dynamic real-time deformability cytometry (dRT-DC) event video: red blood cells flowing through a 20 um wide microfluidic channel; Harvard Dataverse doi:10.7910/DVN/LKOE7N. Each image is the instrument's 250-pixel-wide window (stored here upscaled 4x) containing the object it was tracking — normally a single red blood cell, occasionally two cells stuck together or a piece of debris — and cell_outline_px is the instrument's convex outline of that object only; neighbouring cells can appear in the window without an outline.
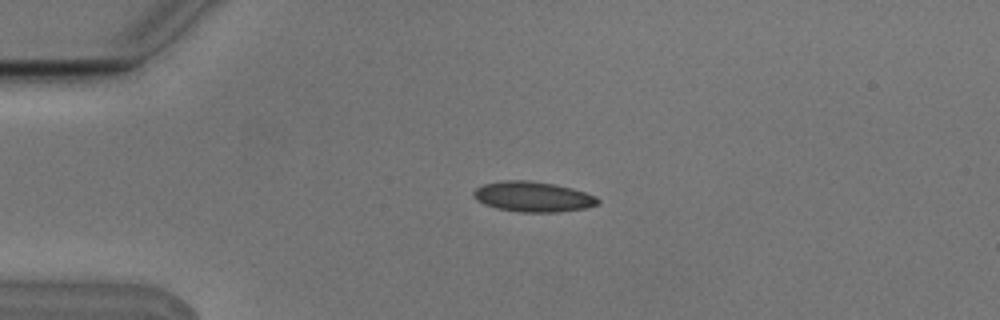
{"species": "Egyptian fruit bat (a non-hibernating species)", "species_latin": "Rousettus aegyptiacus", "temperature_condition": "cold", "stored_images_in_passage": 5, "camera_frame_rate_fps": 3000, "um_per_image_px": 0.085, "animal": {"sex": "male"}, "frame": {"image": 1, "passage_image": 3, "time_ms": 0.667, "image_size_px": [1000, 320], "cell_outline_px": [[600, 204], [588, 208], [556, 212], [520, 212], [496, 208], [484, 204], [476, 200], [472, 196], [472, 192], [476, 188], [484, 184], [508, 180], [528, 180], [552, 184], [572, 188], [596, 196], [600, 200]], "centroid_in_image_um": [45.31, 16.73], "position_along_channel_um": 39.7, "area_um2": 21.96}}